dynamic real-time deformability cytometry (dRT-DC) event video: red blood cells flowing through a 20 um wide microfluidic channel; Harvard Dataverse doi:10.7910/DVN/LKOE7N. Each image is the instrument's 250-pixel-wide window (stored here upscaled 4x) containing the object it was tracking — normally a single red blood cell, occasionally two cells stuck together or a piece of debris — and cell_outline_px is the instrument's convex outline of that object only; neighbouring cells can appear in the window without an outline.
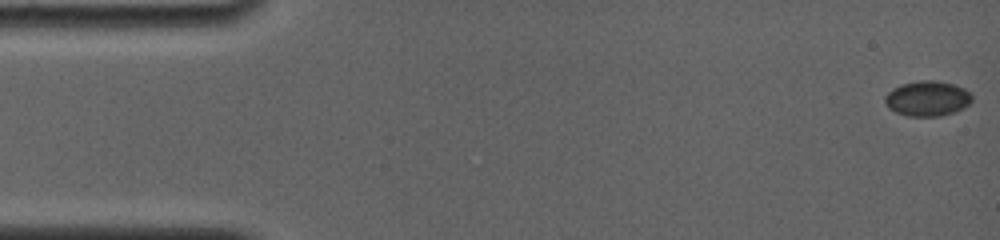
{"species": "common noctule bat (a hibernating species)", "species_latin": "Nyctalus noctula", "temperature_condition": "room temperature", "stored_images_in_passage": 52, "camera_frame_rate_fps": 4000, "um_per_image_px": 0.085, "animal": {"sex": "female", "body_mass_g": 19.0, "forearm_length_mm": 56.7}, "frame": {"image": 1, "passage_image": 1, "time_ms": 0.0, "image_size_px": [1000, 240], "cell_outline_px": [[972, 100], [968, 104], [952, 112], [940, 116], [908, 116], [896, 112], [884, 100], [884, 96], [892, 88], [900, 84], [920, 80], [936, 80], [952, 84], [964, 88], [972, 96]], "centroid_in_image_um": [78.81, 8.35], "position_along_channel_um": 6.2, "area_um2": 17.57}}
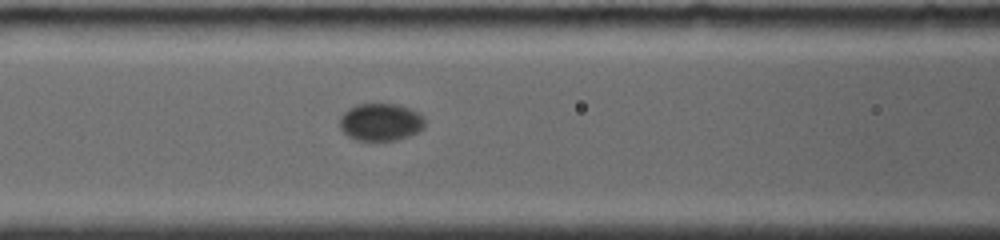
{"frame": {"image": 2, "passage_image": 31, "time_ms": 7.25, "image_size_px": [1000, 240], "cell_outline_px": [[424, 128], [408, 136], [396, 140], [356, 140], [348, 136], [340, 128], [340, 116], [348, 108], [356, 104], [396, 104], [408, 108], [424, 116]], "centroid_in_image_um": [32.33, 10.37], "position_along_channel_um": 134.3, "area_um2": 18.5}}
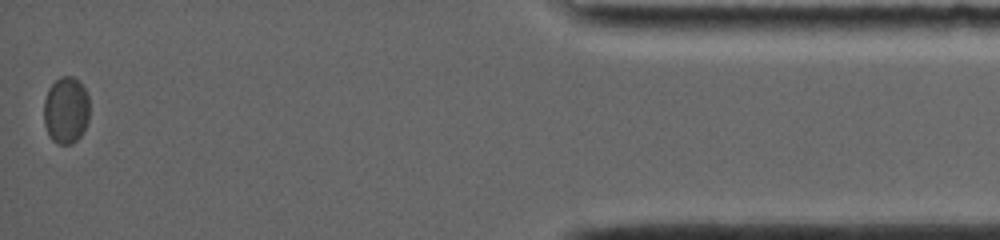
{"frame": {"image": 3, "passage_image": 52, "time_ms": 17.25, "image_size_px": [1000, 240], "cell_outline_px": [[88, 120], [80, 136], [72, 144], [60, 144], [52, 140], [44, 124], [44, 100], [48, 88], [60, 76], [72, 76], [84, 88], [88, 96]], "centroid_in_image_um": [5.59, 9.36], "position_along_channel_um": 429.6, "area_um2": 17.63}}